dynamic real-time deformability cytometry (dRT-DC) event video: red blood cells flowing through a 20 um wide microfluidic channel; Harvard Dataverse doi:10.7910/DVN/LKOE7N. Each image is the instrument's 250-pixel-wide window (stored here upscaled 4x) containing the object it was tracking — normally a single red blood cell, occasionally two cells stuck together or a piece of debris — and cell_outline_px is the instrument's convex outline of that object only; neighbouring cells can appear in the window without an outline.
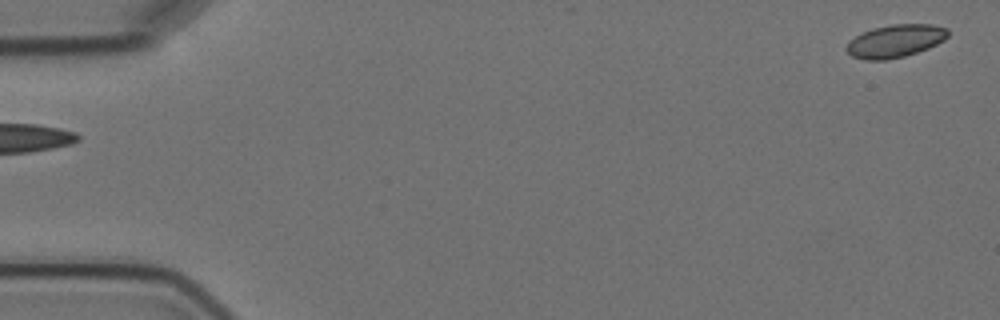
{"species": "Egyptian fruit bat (a non-hibernating species)", "species_latin": "Rousettus aegyptiacus", "temperature_condition": "cold", "stored_images_in_passage": 3, "camera_frame_rate_fps": 3000, "um_per_image_px": 0.085, "animal": {"sex": "female"}, "frame": {"image": 1, "passage_image": 3, "time_ms": 2.333, "image_size_px": [1000, 320], "cell_outline_px": [[948, 36], [944, 40], [928, 48], [904, 56], [884, 60], [864, 60], [852, 56], [844, 48], [848, 40], [872, 28], [892, 24], [932, 24], [948, 28]], "centroid_in_image_um": [76.08, 3.48], "position_along_channel_um": 8.9, "area_um2": 19.42}}